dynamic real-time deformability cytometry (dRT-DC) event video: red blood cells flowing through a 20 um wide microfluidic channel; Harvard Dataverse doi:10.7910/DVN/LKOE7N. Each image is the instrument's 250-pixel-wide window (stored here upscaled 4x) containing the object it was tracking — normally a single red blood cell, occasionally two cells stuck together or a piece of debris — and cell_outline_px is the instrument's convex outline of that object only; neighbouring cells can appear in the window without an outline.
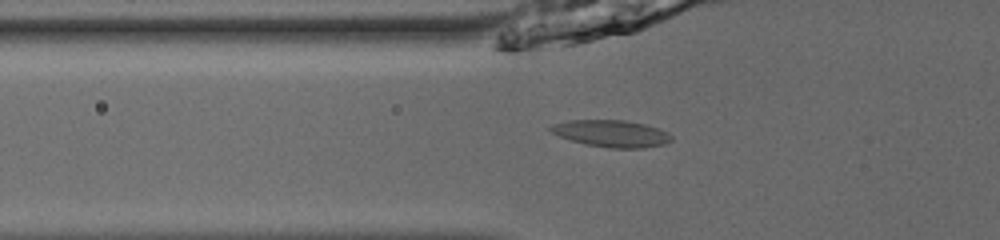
{"species": "common noctule bat (a hibernating species)", "species_latin": "Nyctalus noctula", "temperature_condition": "room temperature", "stored_images_in_passage": 50, "camera_frame_rate_fps": 3000, "um_per_image_px": 0.085, "animal": {"sex": "male", "body_mass_g": 13.0, "forearm_length_mm": 53.1}, "frame": {"image": 1, "passage_image": 17, "time_ms": 5.333, "image_size_px": [1000, 240], "cell_outline_px": [[672, 140], [664, 144], [640, 148], [608, 148], [584, 144], [560, 136], [552, 132], [548, 128], [552, 124], [568, 120], [624, 120], [644, 124], [660, 128], [668, 132], [672, 136]], "centroid_in_image_um": [51.98, 11.34], "position_along_channel_um": 73.8, "area_um2": 18.96}}
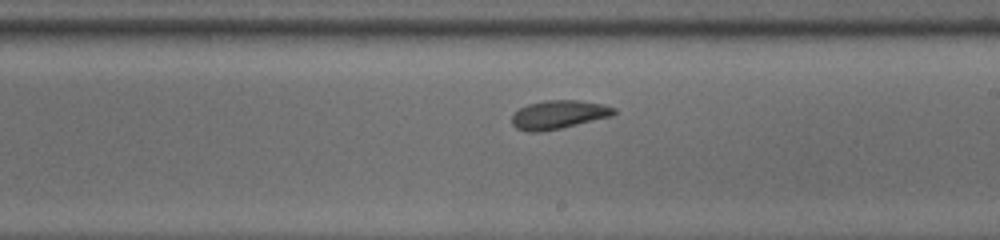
{"frame": {"image": 2, "passage_image": 30, "time_ms": 9.667, "image_size_px": [1000, 240], "cell_outline_px": [[616, 112], [612, 116], [560, 128], [540, 132], [528, 132], [516, 128], [512, 124], [512, 116], [520, 108], [528, 104], [544, 100], [580, 100], [600, 104], [616, 108]], "centroid_in_image_um": [47.47, 9.74], "position_along_channel_um": 241.5, "area_um2": 16.88}}
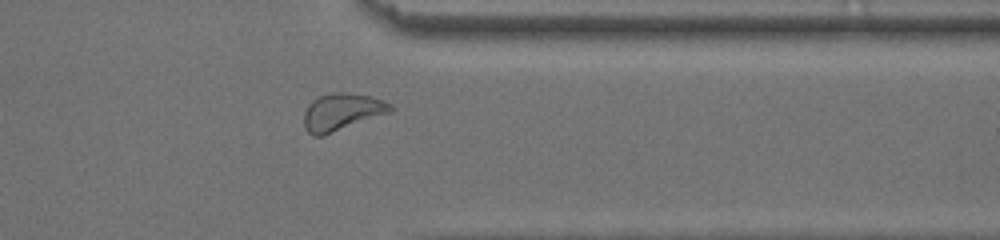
{"frame": {"image": 3, "passage_image": 41, "time_ms": 13.333, "image_size_px": [1000, 240], "cell_outline_px": [[396, 108], [392, 112], [324, 136], [312, 136], [304, 128], [304, 112], [308, 104], [312, 100], [320, 96], [332, 92], [344, 92], [368, 96], [392, 104]], "centroid_in_image_um": [29.06, 9.53], "position_along_channel_um": 382.3, "area_um2": 18.96}, "authors_computed_cell_mechanics": {"area_um2": 17.8024, "velocity_mm_per_s": 3.8675, "shape_relaxation_time_tau1_ms": 2.7005, "shape_relaxation_time_tau2_ms": 5.6123, "deformation_change_tau1": 0.1027, "deformation_change_tau2": 0.1077}}